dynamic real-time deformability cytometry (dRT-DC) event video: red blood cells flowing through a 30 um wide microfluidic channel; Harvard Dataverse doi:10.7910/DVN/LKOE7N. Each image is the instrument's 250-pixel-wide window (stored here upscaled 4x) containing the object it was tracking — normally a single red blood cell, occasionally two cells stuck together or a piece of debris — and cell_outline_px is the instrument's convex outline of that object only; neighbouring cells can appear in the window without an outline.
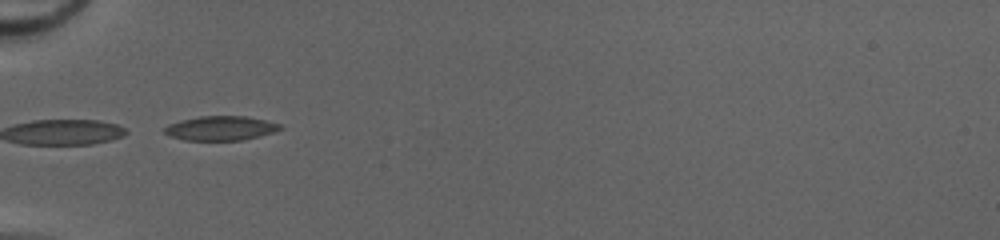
{"species": "common noctule bat (a hibernating species)", "species_latin": "Nyctalus noctula", "temperature_condition": "cold", "stored_images_in_passage": 33, "camera_frame_rate_fps": 3000, "um_per_image_px": 0.085, "animal": {"sex": "female", "body_mass_g": 20.0, "forearm_length_mm": 54.0}, "frame": {"image": 1, "passage_image": 1, "time_ms": 0.0, "image_size_px": [1000, 240], "cell_outline_px": [[284, 128], [260, 136], [244, 140], [184, 140], [168, 136], [164, 132], [164, 128], [168, 124], [180, 120], [200, 116], [244, 116], [264, 120], [280, 124]], "centroid_in_image_um": [18.72, 10.9], "position_along_channel_um": 66.3, "area_um2": 16.42}}
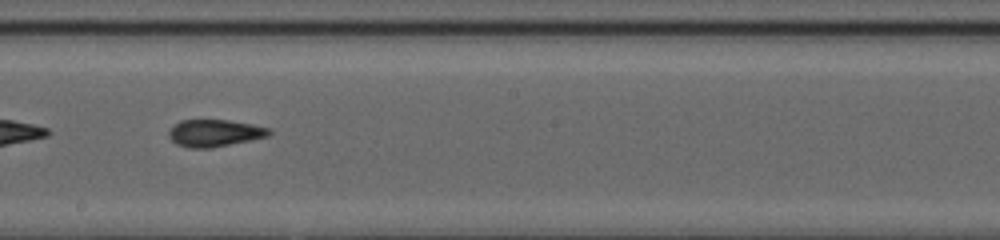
{"frame": {"image": 2, "passage_image": 13, "time_ms": 4.0, "image_size_px": [1000, 240], "cell_outline_px": [[272, 132], [268, 136], [252, 140], [212, 148], [188, 148], [176, 144], [168, 136], [168, 132], [180, 120], [228, 120], [252, 124], [272, 128]], "centroid_in_image_um": [18.27, 11.32], "position_along_channel_um": 229.9, "area_um2": 15.95}}
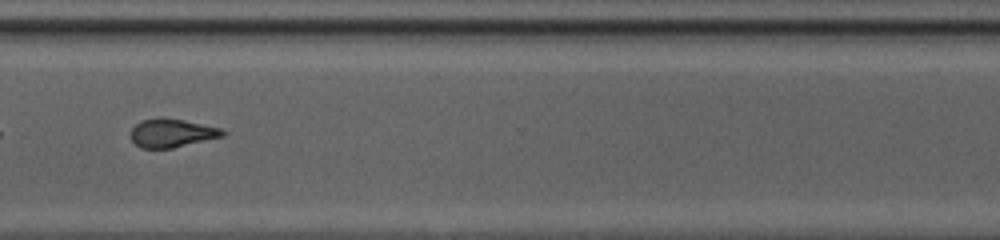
{"frame": {"image": 3, "passage_image": 22, "time_ms": 7.0, "image_size_px": [1000, 240], "cell_outline_px": [[228, 132], [224, 136], [172, 148], [140, 148], [132, 140], [132, 128], [140, 120], [160, 116], [184, 120], [220, 128]], "centroid_in_image_um": [14.61, 11.29], "position_along_channel_um": 356.0, "area_um2": 15.32}, "authors_computed_cell_mechanics": {"area_um2": 15.7794, "velocity_mm_per_s": 4.2188, "shape_relaxation_time_tau1_ms": null, "shape_relaxation_time_tau2_ms": 1.7996, "deformation_change_tau1": null, "deformation_change_tau2": 0.1057}}